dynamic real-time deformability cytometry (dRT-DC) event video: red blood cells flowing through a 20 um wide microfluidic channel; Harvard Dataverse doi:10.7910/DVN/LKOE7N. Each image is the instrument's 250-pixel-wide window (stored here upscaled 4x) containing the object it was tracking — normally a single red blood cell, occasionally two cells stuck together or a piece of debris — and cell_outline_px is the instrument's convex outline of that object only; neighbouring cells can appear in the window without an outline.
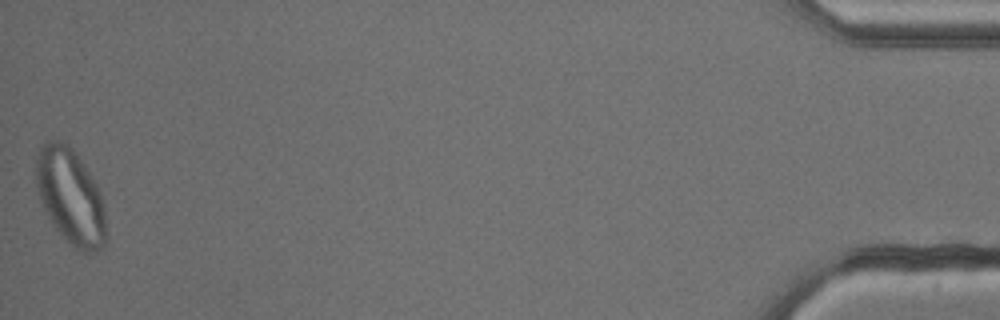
{"species": "common noctule bat (a hibernating species)", "species_latin": "Nyctalus noctula", "temperature_condition": "cold", "stored_images_in_passage": 54, "camera_frame_rate_fps": 3000, "um_per_image_px": 0.085, "animal": {"sex": "male", "body_mass_g": 13.3}, "frame": {"image": 1, "passage_image": 54, "time_ms": 17.667, "image_size_px": [1000, 320], "cell_outline_px": [[108, 240], [100, 248], [92, 252], [84, 252], [76, 248], [56, 228], [44, 208], [40, 200], [36, 184], [36, 156], [40, 148], [48, 140], [60, 140], [68, 144], [72, 148], [84, 164], [96, 184], [100, 192], [104, 208]], "centroid_in_image_um": [6.01, 16.68], "position_along_channel_um": 429.2, "area_um2": 38.73}}